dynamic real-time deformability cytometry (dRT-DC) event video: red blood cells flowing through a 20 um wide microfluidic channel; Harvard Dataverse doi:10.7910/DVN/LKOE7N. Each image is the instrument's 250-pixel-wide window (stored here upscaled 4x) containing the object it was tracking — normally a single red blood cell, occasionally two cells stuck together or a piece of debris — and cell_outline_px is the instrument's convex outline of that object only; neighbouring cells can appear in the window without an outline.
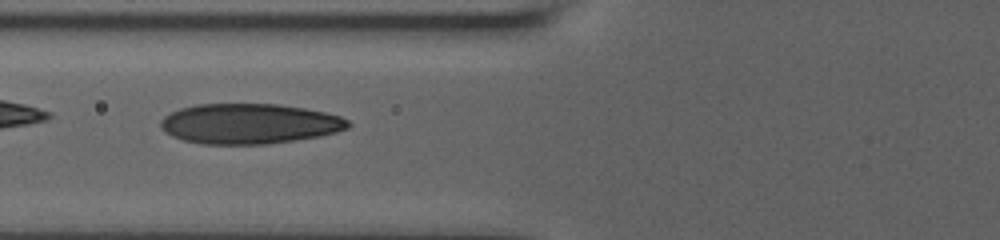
{"species": "human", "species_latin": "Homo sapiens", "temperature_condition": "room temperature", "stored_images_in_passage": 23, "camera_frame_rate_fps": 3000, "um_per_image_px": 0.085, "donor": {"sex": "male"}, "frame": {"image": 1, "passage_image": 4, "time_ms": 1.667, "image_size_px": [1000, 240], "cell_outline_px": [[352, 124], [348, 128], [336, 132], [320, 136], [296, 140], [264, 144], [200, 144], [184, 140], [172, 136], [164, 132], [160, 128], [160, 120], [164, 116], [180, 108], [196, 104], [276, 104], [304, 108], [324, 112], [340, 116], [348, 120]], "centroid_in_image_um": [21.17, 10.52], "position_along_channel_um": 104.6, "area_um2": 44.04}}
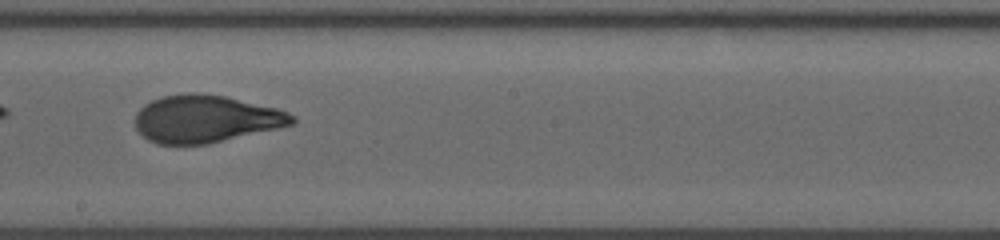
{"frame": {"image": 2, "passage_image": 10, "time_ms": 5.0, "image_size_px": [1000, 240], "cell_outline_px": [[296, 120], [292, 124], [280, 128], [208, 144], [156, 144], [148, 140], [136, 128], [136, 112], [144, 104], [160, 96], [192, 92], [196, 92], [224, 96], [276, 108], [288, 112], [296, 116]], "centroid_in_image_um": [17.48, 10.1], "position_along_channel_um": 230.7, "area_um2": 43.47}}
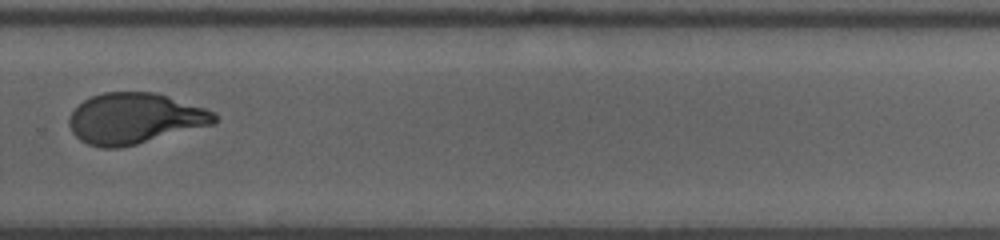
{"frame": {"image": 3, "passage_image": 14, "time_ms": 7.333, "image_size_px": [1000, 240], "cell_outline_px": [[216, 124], [120, 148], [100, 148], [88, 144], [80, 140], [72, 132], [68, 124], [68, 120], [72, 112], [84, 100], [92, 96], [104, 92], [156, 92], [216, 112]], "centroid_in_image_um": [11.45, 10.07], "position_along_channel_um": 318.3, "area_um2": 43.0}, "authors_computed_cell_mechanics": {"area_um2": 43.4656, "velocity_mm_per_s": 3.7745, "shape_relaxation_time_tau1_ms": 4.4084, "shape_relaxation_time_tau2_ms": null, "deformation_change_tau1": 0.1769, "deformation_change_tau2": null}}